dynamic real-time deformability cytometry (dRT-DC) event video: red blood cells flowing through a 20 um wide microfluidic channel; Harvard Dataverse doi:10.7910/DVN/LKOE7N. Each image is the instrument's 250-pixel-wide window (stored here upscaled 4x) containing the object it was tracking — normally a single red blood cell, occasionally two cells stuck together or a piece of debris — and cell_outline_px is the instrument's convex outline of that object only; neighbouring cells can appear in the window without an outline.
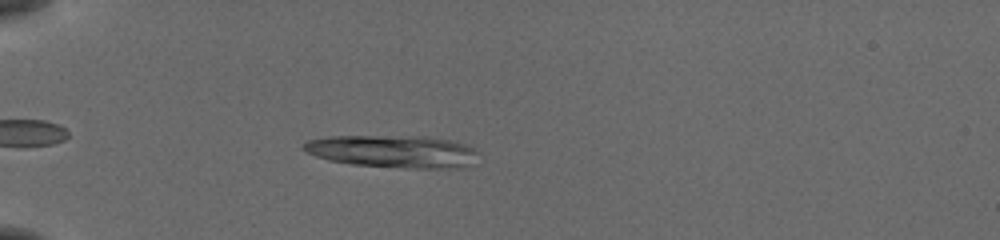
{"species": "common noctule bat (a hibernating species)", "species_latin": "Nyctalus noctula", "temperature_condition": "cold", "stored_images_in_passage": 46, "segment_of_instrument_passage": [1, 2], "camera_frame_rate_fps": 3000, "um_per_image_px": 0.085, "animal": {"sex": "female", "body_mass_g": 19.5, "forearm_length_mm": 54.1}, "frame": {"image": 1, "passage_image": 9, "time_ms": 2.667, "image_size_px": [1000, 240], "cell_outline_px": [[476, 152], [468, 164], [460, 168], [408, 168], [352, 164], [328, 160], [316, 156], [300, 148], [308, 140], [328, 136], [428, 136], [448, 140], [464, 144], [472, 148]], "centroid_in_image_um": [33.32, 12.86], "position_along_channel_um": 51.7, "area_um2": 32.71}}